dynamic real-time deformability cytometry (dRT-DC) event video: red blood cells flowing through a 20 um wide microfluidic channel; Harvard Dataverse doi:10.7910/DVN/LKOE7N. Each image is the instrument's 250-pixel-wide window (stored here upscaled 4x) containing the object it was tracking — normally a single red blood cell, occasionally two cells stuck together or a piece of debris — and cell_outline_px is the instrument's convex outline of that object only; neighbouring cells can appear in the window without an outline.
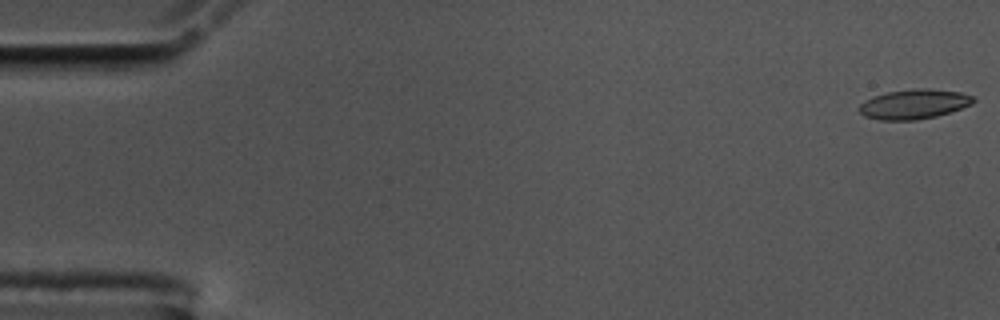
{"species": "common noctule bat (a hibernating species)", "species_latin": "Nyctalus noctula", "temperature_condition": "cold", "stored_images_in_passage": 14, "camera_frame_rate_fps": 3000, "um_per_image_px": 0.085, "animal": {"sex": "male", "body_mass_g": 17.5, "forearm_length_mm": 52.3}, "frame": {"image": 1, "passage_image": 1, "time_ms": 0.0, "image_size_px": [1000, 320], "cell_outline_px": [[976, 100], [972, 104], [936, 116], [916, 120], [880, 120], [864, 116], [856, 108], [864, 100], [872, 96], [888, 92], [916, 88], [928, 88], [960, 92], [972, 96]], "centroid_in_image_um": [77.64, 8.85], "position_along_channel_um": 7.4, "area_um2": 19.77}}
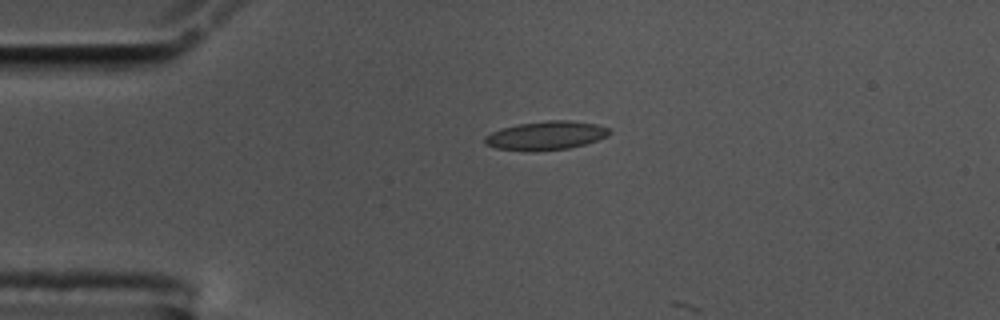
{"frame": {"image": 2, "passage_image": 13, "time_ms": 4.0, "image_size_px": [1000, 320], "cell_outline_px": [[612, 132], [608, 136], [584, 144], [568, 148], [496, 148], [484, 144], [484, 136], [492, 132], [516, 124], [548, 120], [568, 120], [596, 124], [608, 128]], "centroid_in_image_um": [46.45, 11.46], "position_along_channel_um": 38.6, "area_um2": 19.83}}